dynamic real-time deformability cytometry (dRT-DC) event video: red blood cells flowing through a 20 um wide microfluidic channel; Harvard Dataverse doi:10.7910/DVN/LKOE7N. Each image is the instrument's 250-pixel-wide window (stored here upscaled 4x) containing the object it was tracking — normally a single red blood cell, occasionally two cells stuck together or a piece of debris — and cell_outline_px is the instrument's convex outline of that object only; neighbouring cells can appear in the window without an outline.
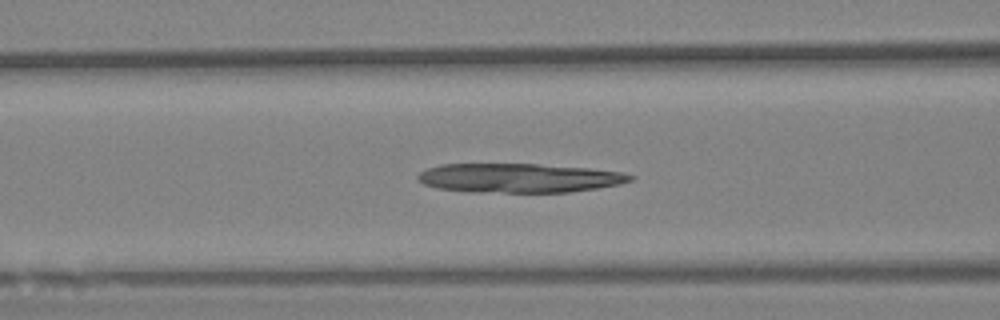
{"species": "Egyptian fruit bat (a non-hibernating species)", "species_latin": "Rousettus aegyptiacus", "temperature_condition": "warm", "stored_images_in_passage": 67, "camera_frame_rate_fps": 3000, "um_per_image_px": 0.085, "animal": {"sex": "female"}, "frame": {"image": 1, "passage_image": 27, "time_ms": 8.667, "image_size_px": [1000, 320], "cell_outline_px": [[636, 176], [632, 180], [620, 184], [596, 188], [568, 192], [468, 192], [440, 188], [424, 184], [416, 180], [416, 176], [420, 172], [428, 168], [440, 164], [536, 164], [588, 168], [620, 172]], "centroid_in_image_um": [44.09, 15.13], "position_along_channel_um": 122.5, "area_um2": 36.01}}
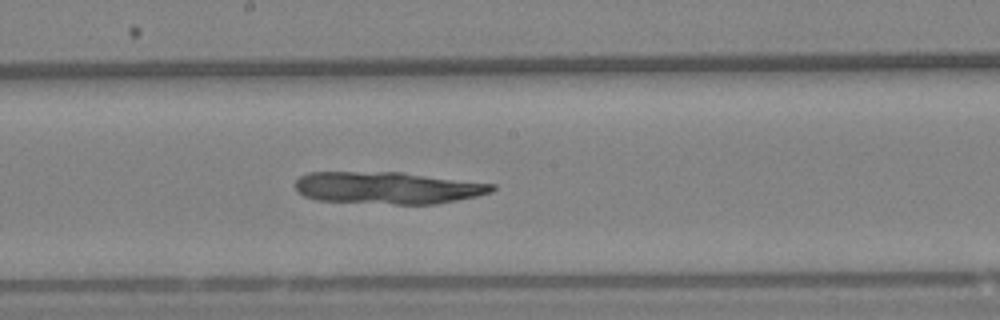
{"frame": {"image": 2, "passage_image": 36, "time_ms": 11.667, "image_size_px": [1000, 320], "cell_outline_px": [[496, 188], [492, 192], [476, 196], [436, 204], [396, 204], [316, 200], [304, 196], [296, 192], [296, 180], [300, 176], [308, 172], [400, 172], [496, 184]], "centroid_in_image_um": [32.94, 15.96], "position_along_channel_um": 215.3, "area_um2": 36.82}}
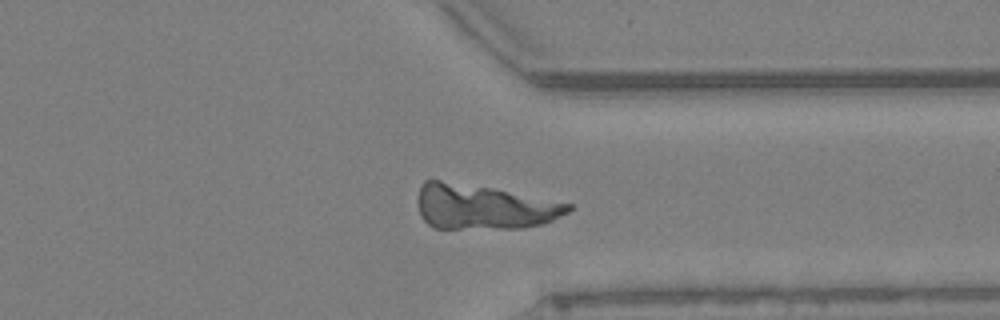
{"frame": {"image": 3, "passage_image": 51, "time_ms": 16.667, "image_size_px": [1000, 320], "cell_outline_px": [[572, 208], [568, 212], [544, 224], [524, 228], [432, 228], [420, 216], [416, 200], [420, 184], [424, 180], [440, 180], [492, 188], [572, 204]], "centroid_in_image_um": [41.05, 17.59], "position_along_channel_um": 370.4, "area_um2": 39.3}}